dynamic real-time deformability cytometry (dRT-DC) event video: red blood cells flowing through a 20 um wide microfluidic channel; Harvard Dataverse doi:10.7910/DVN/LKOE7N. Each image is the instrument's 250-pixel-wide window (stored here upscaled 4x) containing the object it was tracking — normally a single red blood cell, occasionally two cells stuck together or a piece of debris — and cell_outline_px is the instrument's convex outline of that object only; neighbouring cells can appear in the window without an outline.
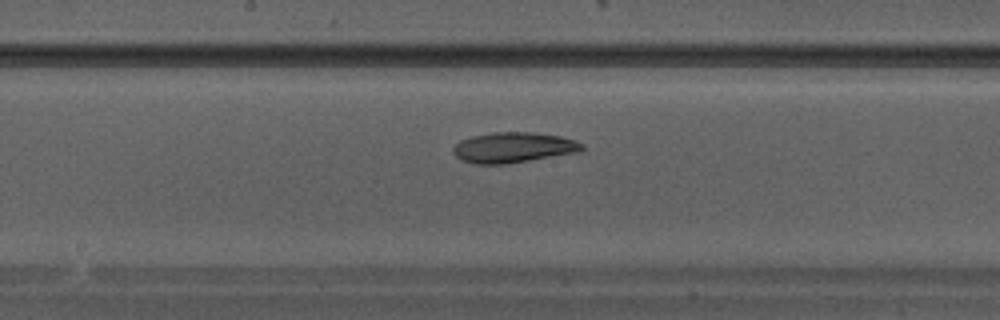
{"species": "Egyptian fruit bat (a non-hibernating species)", "species_latin": "Rousettus aegyptiacus", "temperature_condition": "warm", "stored_images_in_passage": 26, "camera_frame_rate_fps": 3000, "um_per_image_px": 0.085, "animal": {"sex": "male"}, "frame": {"image": 1, "passage_image": 12, "time_ms": 3.667, "image_size_px": [1000, 320], "cell_outline_px": [[584, 148], [580, 152], [508, 164], [476, 164], [460, 160], [452, 152], [452, 148], [460, 140], [472, 136], [492, 132], [528, 132], [560, 136], [576, 140], [584, 144]], "centroid_in_image_um": [43.64, 12.54], "position_along_channel_um": 204.6, "area_um2": 23.06}}